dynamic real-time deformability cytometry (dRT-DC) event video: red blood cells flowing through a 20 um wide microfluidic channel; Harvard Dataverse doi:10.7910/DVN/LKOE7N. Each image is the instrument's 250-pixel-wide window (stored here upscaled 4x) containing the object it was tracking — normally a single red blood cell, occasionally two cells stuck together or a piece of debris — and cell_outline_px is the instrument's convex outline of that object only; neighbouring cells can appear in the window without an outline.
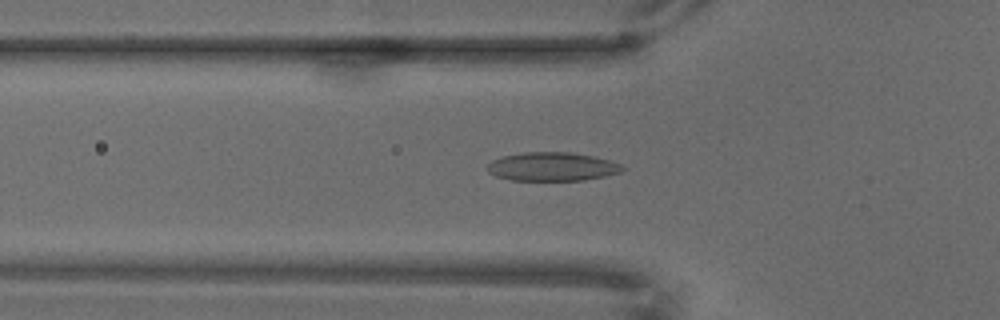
{"species": "common noctule bat (a hibernating species)", "species_latin": "Nyctalus noctula", "temperature_condition": "warm", "stored_images_in_passage": 67, "camera_frame_rate_fps": 3000, "um_per_image_px": 0.085, "animal": {"sex": "male", "body_mass_g": 18.8}, "frame": {"image": 1, "passage_image": 23, "time_ms": 7.333, "image_size_px": [1000, 320], "cell_outline_px": [[624, 168], [620, 172], [604, 176], [584, 180], [512, 180], [496, 176], [488, 172], [488, 164], [492, 160], [500, 156], [524, 152], [572, 152], [592, 156], [608, 160], [620, 164]], "centroid_in_image_um": [46.9, 14.16], "position_along_channel_um": 78.9, "area_um2": 22.43}}
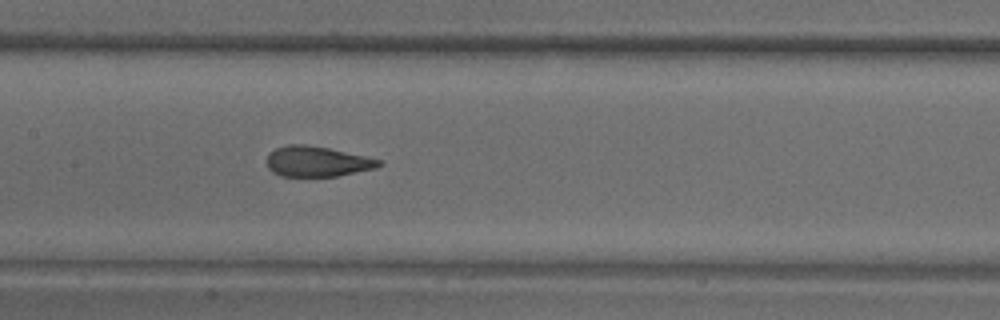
{"frame": {"image": 2, "passage_image": 33, "time_ms": 10.667, "image_size_px": [1000, 320], "cell_outline_px": [[384, 164], [376, 168], [336, 176], [280, 176], [272, 172], [268, 168], [264, 160], [268, 152], [276, 148], [288, 144], [304, 144], [328, 148], [384, 160]], "centroid_in_image_um": [26.92, 13.72], "position_along_channel_um": 180.5, "area_um2": 20.11}}
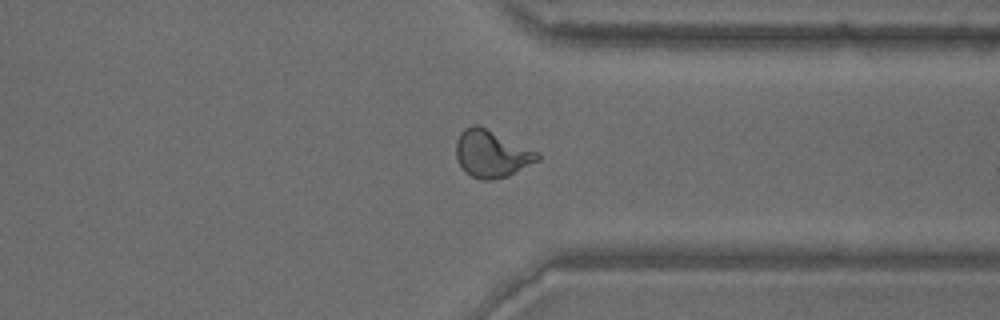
{"frame": {"image": 3, "passage_image": 52, "time_ms": 17.0, "image_size_px": [1000, 320], "cell_outline_px": [[540, 160], [508, 176], [492, 180], [480, 180], [464, 172], [456, 156], [456, 140], [460, 132], [464, 128], [472, 124], [480, 124], [540, 152]], "centroid_in_image_um": [41.8, 13.05], "position_along_channel_um": 369.6, "area_um2": 22.89}}